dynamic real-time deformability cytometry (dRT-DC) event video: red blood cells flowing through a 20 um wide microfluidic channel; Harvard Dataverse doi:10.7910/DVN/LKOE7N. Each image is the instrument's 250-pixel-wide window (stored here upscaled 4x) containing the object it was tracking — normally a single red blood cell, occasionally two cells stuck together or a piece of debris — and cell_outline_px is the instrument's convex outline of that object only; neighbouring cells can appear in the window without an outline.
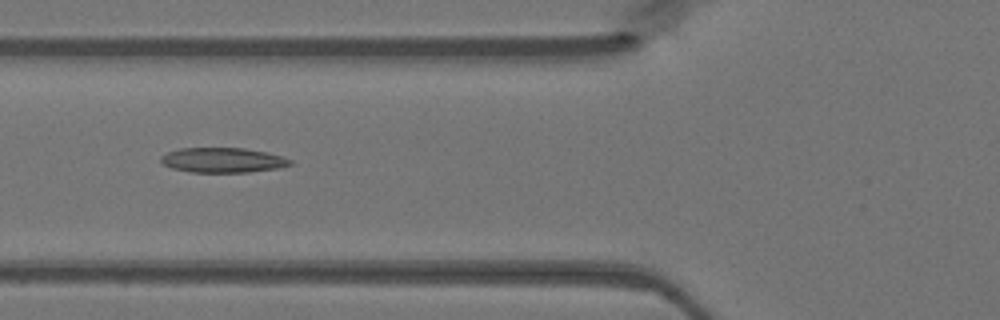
{"species": "Egyptian fruit bat (a non-hibernating species)", "species_latin": "Rousettus aegyptiacus", "temperature_condition": "warm", "stored_images_in_passage": 26, "camera_frame_rate_fps": 3000, "um_per_image_px": 0.085, "animal": {"sex": "female"}, "frame": {"image": 1, "passage_image": 8, "time_ms": 2.333, "image_size_px": [1000, 320], "cell_outline_px": [[292, 164], [280, 168], [248, 172], [192, 172], [172, 168], [160, 164], [160, 156], [168, 152], [180, 148], [244, 148], [268, 152], [292, 160]], "centroid_in_image_um": [18.92, 13.61], "position_along_channel_um": 106.9, "area_um2": 18.84}}
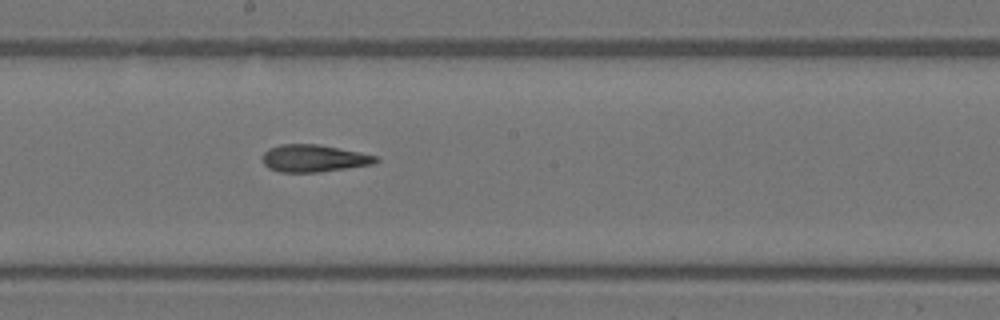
{"frame": {"image": 2, "passage_image": 16, "time_ms": 5.0, "image_size_px": [1000, 320], "cell_outline_px": [[380, 160], [372, 164], [348, 168], [320, 172], [280, 172], [268, 168], [264, 164], [264, 152], [268, 148], [280, 144], [316, 144], [360, 152], [376, 156]], "centroid_in_image_um": [26.67, 13.46], "position_along_channel_um": 221.5, "area_um2": 17.92}}
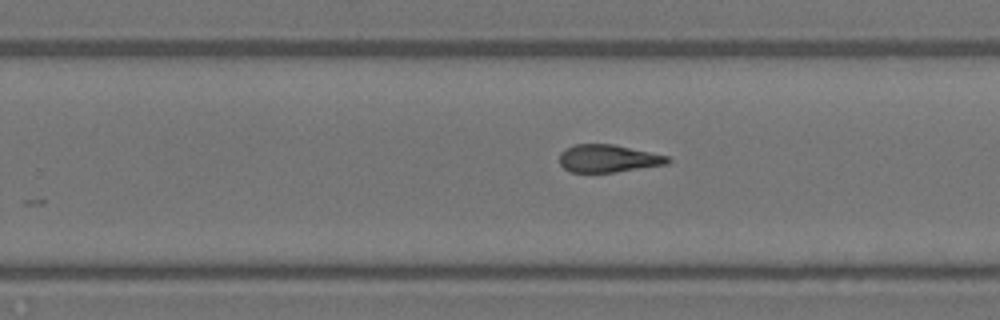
{"frame": {"image": 3, "passage_image": 20, "time_ms": 6.333, "image_size_px": [1000, 320], "cell_outline_px": [[672, 160], [668, 164], [616, 172], [572, 172], [564, 168], [560, 164], [560, 152], [564, 148], [576, 144], [612, 144], [668, 156]], "centroid_in_image_um": [51.69, 13.47], "position_along_channel_um": 278.1, "area_um2": 17.4}}